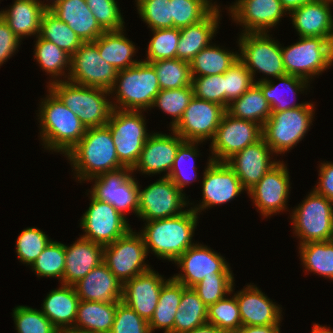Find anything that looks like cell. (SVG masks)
Returning <instances> with one entry per match:
<instances>
[{
    "label": "cell",
    "mask_w": 333,
    "mask_h": 333,
    "mask_svg": "<svg viewBox=\"0 0 333 333\" xmlns=\"http://www.w3.org/2000/svg\"><path fill=\"white\" fill-rule=\"evenodd\" d=\"M330 4L332 3L315 0L289 13L299 37H321L331 41L333 16Z\"/></svg>",
    "instance_id": "obj_29"
},
{
    "label": "cell",
    "mask_w": 333,
    "mask_h": 333,
    "mask_svg": "<svg viewBox=\"0 0 333 333\" xmlns=\"http://www.w3.org/2000/svg\"><path fill=\"white\" fill-rule=\"evenodd\" d=\"M140 17L151 30L172 28L170 0H135Z\"/></svg>",
    "instance_id": "obj_53"
},
{
    "label": "cell",
    "mask_w": 333,
    "mask_h": 333,
    "mask_svg": "<svg viewBox=\"0 0 333 333\" xmlns=\"http://www.w3.org/2000/svg\"><path fill=\"white\" fill-rule=\"evenodd\" d=\"M75 177L87 181L100 174L124 167L117 157L109 127L87 128L82 139L66 154Z\"/></svg>",
    "instance_id": "obj_2"
},
{
    "label": "cell",
    "mask_w": 333,
    "mask_h": 333,
    "mask_svg": "<svg viewBox=\"0 0 333 333\" xmlns=\"http://www.w3.org/2000/svg\"><path fill=\"white\" fill-rule=\"evenodd\" d=\"M208 161L202 178V204L192 208L197 214L208 207L230 202L245 190L226 162Z\"/></svg>",
    "instance_id": "obj_19"
},
{
    "label": "cell",
    "mask_w": 333,
    "mask_h": 333,
    "mask_svg": "<svg viewBox=\"0 0 333 333\" xmlns=\"http://www.w3.org/2000/svg\"><path fill=\"white\" fill-rule=\"evenodd\" d=\"M228 9L242 33H268L286 15L280 0H236Z\"/></svg>",
    "instance_id": "obj_21"
},
{
    "label": "cell",
    "mask_w": 333,
    "mask_h": 333,
    "mask_svg": "<svg viewBox=\"0 0 333 333\" xmlns=\"http://www.w3.org/2000/svg\"><path fill=\"white\" fill-rule=\"evenodd\" d=\"M110 333H151L149 323L131 307L119 301Z\"/></svg>",
    "instance_id": "obj_57"
},
{
    "label": "cell",
    "mask_w": 333,
    "mask_h": 333,
    "mask_svg": "<svg viewBox=\"0 0 333 333\" xmlns=\"http://www.w3.org/2000/svg\"><path fill=\"white\" fill-rule=\"evenodd\" d=\"M118 303L80 300L74 328L93 333H110Z\"/></svg>",
    "instance_id": "obj_34"
},
{
    "label": "cell",
    "mask_w": 333,
    "mask_h": 333,
    "mask_svg": "<svg viewBox=\"0 0 333 333\" xmlns=\"http://www.w3.org/2000/svg\"><path fill=\"white\" fill-rule=\"evenodd\" d=\"M253 84L254 81L250 71L238 59L224 73L225 109L233 100L241 97Z\"/></svg>",
    "instance_id": "obj_54"
},
{
    "label": "cell",
    "mask_w": 333,
    "mask_h": 333,
    "mask_svg": "<svg viewBox=\"0 0 333 333\" xmlns=\"http://www.w3.org/2000/svg\"><path fill=\"white\" fill-rule=\"evenodd\" d=\"M60 78L48 84V89L79 117L86 128L106 126L113 111L112 102L107 99L110 91L77 85Z\"/></svg>",
    "instance_id": "obj_4"
},
{
    "label": "cell",
    "mask_w": 333,
    "mask_h": 333,
    "mask_svg": "<svg viewBox=\"0 0 333 333\" xmlns=\"http://www.w3.org/2000/svg\"><path fill=\"white\" fill-rule=\"evenodd\" d=\"M49 95L42 99L38 119L40 137L44 148L66 154L85 135L86 127L62 101L48 89Z\"/></svg>",
    "instance_id": "obj_3"
},
{
    "label": "cell",
    "mask_w": 333,
    "mask_h": 333,
    "mask_svg": "<svg viewBox=\"0 0 333 333\" xmlns=\"http://www.w3.org/2000/svg\"><path fill=\"white\" fill-rule=\"evenodd\" d=\"M312 333H333V329L331 330L330 327L326 328L325 326H321L320 324H314Z\"/></svg>",
    "instance_id": "obj_63"
},
{
    "label": "cell",
    "mask_w": 333,
    "mask_h": 333,
    "mask_svg": "<svg viewBox=\"0 0 333 333\" xmlns=\"http://www.w3.org/2000/svg\"><path fill=\"white\" fill-rule=\"evenodd\" d=\"M151 38L147 48V58L143 61L154 62L161 59L176 58L180 29L167 28L151 30Z\"/></svg>",
    "instance_id": "obj_50"
},
{
    "label": "cell",
    "mask_w": 333,
    "mask_h": 333,
    "mask_svg": "<svg viewBox=\"0 0 333 333\" xmlns=\"http://www.w3.org/2000/svg\"><path fill=\"white\" fill-rule=\"evenodd\" d=\"M170 4L172 28L178 29L200 22L218 6L210 0H170Z\"/></svg>",
    "instance_id": "obj_44"
},
{
    "label": "cell",
    "mask_w": 333,
    "mask_h": 333,
    "mask_svg": "<svg viewBox=\"0 0 333 333\" xmlns=\"http://www.w3.org/2000/svg\"><path fill=\"white\" fill-rule=\"evenodd\" d=\"M147 255L142 235L132 229L103 248V262L121 284L151 270L145 263Z\"/></svg>",
    "instance_id": "obj_10"
},
{
    "label": "cell",
    "mask_w": 333,
    "mask_h": 333,
    "mask_svg": "<svg viewBox=\"0 0 333 333\" xmlns=\"http://www.w3.org/2000/svg\"><path fill=\"white\" fill-rule=\"evenodd\" d=\"M150 63L157 74L160 90L183 88L192 85L190 63L174 58Z\"/></svg>",
    "instance_id": "obj_43"
},
{
    "label": "cell",
    "mask_w": 333,
    "mask_h": 333,
    "mask_svg": "<svg viewBox=\"0 0 333 333\" xmlns=\"http://www.w3.org/2000/svg\"><path fill=\"white\" fill-rule=\"evenodd\" d=\"M90 199V206L80 221V226L85 232L83 238L106 246L131 230L126 217L110 203L96 200L92 196Z\"/></svg>",
    "instance_id": "obj_16"
},
{
    "label": "cell",
    "mask_w": 333,
    "mask_h": 333,
    "mask_svg": "<svg viewBox=\"0 0 333 333\" xmlns=\"http://www.w3.org/2000/svg\"><path fill=\"white\" fill-rule=\"evenodd\" d=\"M38 277H53L63 280L65 270V245L51 241L31 265Z\"/></svg>",
    "instance_id": "obj_48"
},
{
    "label": "cell",
    "mask_w": 333,
    "mask_h": 333,
    "mask_svg": "<svg viewBox=\"0 0 333 333\" xmlns=\"http://www.w3.org/2000/svg\"><path fill=\"white\" fill-rule=\"evenodd\" d=\"M279 325L241 326L235 333H276Z\"/></svg>",
    "instance_id": "obj_60"
},
{
    "label": "cell",
    "mask_w": 333,
    "mask_h": 333,
    "mask_svg": "<svg viewBox=\"0 0 333 333\" xmlns=\"http://www.w3.org/2000/svg\"><path fill=\"white\" fill-rule=\"evenodd\" d=\"M314 106L306 102L299 108L271 113L262 127V138L273 153H285L304 138L312 125Z\"/></svg>",
    "instance_id": "obj_6"
},
{
    "label": "cell",
    "mask_w": 333,
    "mask_h": 333,
    "mask_svg": "<svg viewBox=\"0 0 333 333\" xmlns=\"http://www.w3.org/2000/svg\"><path fill=\"white\" fill-rule=\"evenodd\" d=\"M115 144L119 162L133 169L144 143L151 134L146 129L142 111L113 109L107 123Z\"/></svg>",
    "instance_id": "obj_7"
},
{
    "label": "cell",
    "mask_w": 333,
    "mask_h": 333,
    "mask_svg": "<svg viewBox=\"0 0 333 333\" xmlns=\"http://www.w3.org/2000/svg\"><path fill=\"white\" fill-rule=\"evenodd\" d=\"M183 292V284L172 277L162 286L153 317L148 322L150 332L163 329L164 333H174V320Z\"/></svg>",
    "instance_id": "obj_35"
},
{
    "label": "cell",
    "mask_w": 333,
    "mask_h": 333,
    "mask_svg": "<svg viewBox=\"0 0 333 333\" xmlns=\"http://www.w3.org/2000/svg\"><path fill=\"white\" fill-rule=\"evenodd\" d=\"M239 60L250 71L255 83L256 71L277 78L284 76L281 45L267 33H241L238 41Z\"/></svg>",
    "instance_id": "obj_11"
},
{
    "label": "cell",
    "mask_w": 333,
    "mask_h": 333,
    "mask_svg": "<svg viewBox=\"0 0 333 333\" xmlns=\"http://www.w3.org/2000/svg\"><path fill=\"white\" fill-rule=\"evenodd\" d=\"M79 302L74 286L62 284L47 294L40 311L62 331L74 326Z\"/></svg>",
    "instance_id": "obj_31"
},
{
    "label": "cell",
    "mask_w": 333,
    "mask_h": 333,
    "mask_svg": "<svg viewBox=\"0 0 333 333\" xmlns=\"http://www.w3.org/2000/svg\"><path fill=\"white\" fill-rule=\"evenodd\" d=\"M184 333H224V332L219 330L215 325L206 323L202 326L196 327L195 329Z\"/></svg>",
    "instance_id": "obj_62"
},
{
    "label": "cell",
    "mask_w": 333,
    "mask_h": 333,
    "mask_svg": "<svg viewBox=\"0 0 333 333\" xmlns=\"http://www.w3.org/2000/svg\"><path fill=\"white\" fill-rule=\"evenodd\" d=\"M319 167V182L313 190L333 202V163L324 162Z\"/></svg>",
    "instance_id": "obj_59"
},
{
    "label": "cell",
    "mask_w": 333,
    "mask_h": 333,
    "mask_svg": "<svg viewBox=\"0 0 333 333\" xmlns=\"http://www.w3.org/2000/svg\"><path fill=\"white\" fill-rule=\"evenodd\" d=\"M36 38L34 59L40 64V68L43 69L49 76L55 77V80H50L49 84L59 81L57 78L59 76H64L63 78H68L70 67H71V55L66 51L59 48L53 42L43 39L40 35ZM68 67V69H67ZM65 69L68 71V76L64 72Z\"/></svg>",
    "instance_id": "obj_40"
},
{
    "label": "cell",
    "mask_w": 333,
    "mask_h": 333,
    "mask_svg": "<svg viewBox=\"0 0 333 333\" xmlns=\"http://www.w3.org/2000/svg\"><path fill=\"white\" fill-rule=\"evenodd\" d=\"M274 153L262 138L234 154L226 163L236 173L245 191L254 187L279 161H271Z\"/></svg>",
    "instance_id": "obj_24"
},
{
    "label": "cell",
    "mask_w": 333,
    "mask_h": 333,
    "mask_svg": "<svg viewBox=\"0 0 333 333\" xmlns=\"http://www.w3.org/2000/svg\"><path fill=\"white\" fill-rule=\"evenodd\" d=\"M43 39L53 42L59 48L73 55L84 43L68 25L49 10L41 17L40 34Z\"/></svg>",
    "instance_id": "obj_42"
},
{
    "label": "cell",
    "mask_w": 333,
    "mask_h": 333,
    "mask_svg": "<svg viewBox=\"0 0 333 333\" xmlns=\"http://www.w3.org/2000/svg\"><path fill=\"white\" fill-rule=\"evenodd\" d=\"M291 214L294 233L300 238V245L332 240L333 202L325 196L313 190Z\"/></svg>",
    "instance_id": "obj_9"
},
{
    "label": "cell",
    "mask_w": 333,
    "mask_h": 333,
    "mask_svg": "<svg viewBox=\"0 0 333 333\" xmlns=\"http://www.w3.org/2000/svg\"><path fill=\"white\" fill-rule=\"evenodd\" d=\"M331 49H332V54H333V35H332V38H331Z\"/></svg>",
    "instance_id": "obj_66"
},
{
    "label": "cell",
    "mask_w": 333,
    "mask_h": 333,
    "mask_svg": "<svg viewBox=\"0 0 333 333\" xmlns=\"http://www.w3.org/2000/svg\"><path fill=\"white\" fill-rule=\"evenodd\" d=\"M262 139V126L224 113L211 140L213 161L226 162L234 154Z\"/></svg>",
    "instance_id": "obj_13"
},
{
    "label": "cell",
    "mask_w": 333,
    "mask_h": 333,
    "mask_svg": "<svg viewBox=\"0 0 333 333\" xmlns=\"http://www.w3.org/2000/svg\"><path fill=\"white\" fill-rule=\"evenodd\" d=\"M234 295L238 302L242 326L280 325L282 308L255 285H247Z\"/></svg>",
    "instance_id": "obj_25"
},
{
    "label": "cell",
    "mask_w": 333,
    "mask_h": 333,
    "mask_svg": "<svg viewBox=\"0 0 333 333\" xmlns=\"http://www.w3.org/2000/svg\"><path fill=\"white\" fill-rule=\"evenodd\" d=\"M194 96L193 86L183 88L160 90L154 98L153 107H159L163 112L171 115V129L179 122L185 109Z\"/></svg>",
    "instance_id": "obj_47"
},
{
    "label": "cell",
    "mask_w": 333,
    "mask_h": 333,
    "mask_svg": "<svg viewBox=\"0 0 333 333\" xmlns=\"http://www.w3.org/2000/svg\"><path fill=\"white\" fill-rule=\"evenodd\" d=\"M174 263L184 274L172 278L185 287H193L214 273H232L223 256L199 243L188 248Z\"/></svg>",
    "instance_id": "obj_18"
},
{
    "label": "cell",
    "mask_w": 333,
    "mask_h": 333,
    "mask_svg": "<svg viewBox=\"0 0 333 333\" xmlns=\"http://www.w3.org/2000/svg\"><path fill=\"white\" fill-rule=\"evenodd\" d=\"M226 112L235 118L253 121L263 127L272 110L261 88L254 83L241 97L228 105Z\"/></svg>",
    "instance_id": "obj_37"
},
{
    "label": "cell",
    "mask_w": 333,
    "mask_h": 333,
    "mask_svg": "<svg viewBox=\"0 0 333 333\" xmlns=\"http://www.w3.org/2000/svg\"><path fill=\"white\" fill-rule=\"evenodd\" d=\"M190 208L173 217L145 222L144 229L139 233L144 239L147 253L151 249L160 259L175 262L194 245L192 237L197 225L198 214L192 207Z\"/></svg>",
    "instance_id": "obj_1"
},
{
    "label": "cell",
    "mask_w": 333,
    "mask_h": 333,
    "mask_svg": "<svg viewBox=\"0 0 333 333\" xmlns=\"http://www.w3.org/2000/svg\"><path fill=\"white\" fill-rule=\"evenodd\" d=\"M172 135L153 133L144 143L138 162L132 172L138 170L143 174H161L166 172L164 177H168L179 145L184 141L175 131Z\"/></svg>",
    "instance_id": "obj_22"
},
{
    "label": "cell",
    "mask_w": 333,
    "mask_h": 333,
    "mask_svg": "<svg viewBox=\"0 0 333 333\" xmlns=\"http://www.w3.org/2000/svg\"><path fill=\"white\" fill-rule=\"evenodd\" d=\"M49 4L39 0H15L7 10L1 11V17L9 28L22 40L26 36L40 34L41 17Z\"/></svg>",
    "instance_id": "obj_32"
},
{
    "label": "cell",
    "mask_w": 333,
    "mask_h": 333,
    "mask_svg": "<svg viewBox=\"0 0 333 333\" xmlns=\"http://www.w3.org/2000/svg\"><path fill=\"white\" fill-rule=\"evenodd\" d=\"M123 31H105L93 42L98 47L100 56L117 71L125 70L140 62L132 60L136 47L125 37Z\"/></svg>",
    "instance_id": "obj_33"
},
{
    "label": "cell",
    "mask_w": 333,
    "mask_h": 333,
    "mask_svg": "<svg viewBox=\"0 0 333 333\" xmlns=\"http://www.w3.org/2000/svg\"><path fill=\"white\" fill-rule=\"evenodd\" d=\"M207 323L215 325L224 333H235L242 326L235 295L210 305L207 309Z\"/></svg>",
    "instance_id": "obj_45"
},
{
    "label": "cell",
    "mask_w": 333,
    "mask_h": 333,
    "mask_svg": "<svg viewBox=\"0 0 333 333\" xmlns=\"http://www.w3.org/2000/svg\"><path fill=\"white\" fill-rule=\"evenodd\" d=\"M60 0H53L52 3L49 5V9L54 6Z\"/></svg>",
    "instance_id": "obj_65"
},
{
    "label": "cell",
    "mask_w": 333,
    "mask_h": 333,
    "mask_svg": "<svg viewBox=\"0 0 333 333\" xmlns=\"http://www.w3.org/2000/svg\"><path fill=\"white\" fill-rule=\"evenodd\" d=\"M313 1L315 0H280L282 7L286 10V12L288 11L287 14H289L292 10L300 8L302 5Z\"/></svg>",
    "instance_id": "obj_61"
},
{
    "label": "cell",
    "mask_w": 333,
    "mask_h": 333,
    "mask_svg": "<svg viewBox=\"0 0 333 333\" xmlns=\"http://www.w3.org/2000/svg\"><path fill=\"white\" fill-rule=\"evenodd\" d=\"M20 39L1 17L0 11V66L18 50Z\"/></svg>",
    "instance_id": "obj_58"
},
{
    "label": "cell",
    "mask_w": 333,
    "mask_h": 333,
    "mask_svg": "<svg viewBox=\"0 0 333 333\" xmlns=\"http://www.w3.org/2000/svg\"><path fill=\"white\" fill-rule=\"evenodd\" d=\"M132 169L122 167L90 178L94 180L91 196L96 200L106 201L125 217V212L138 214L139 183L132 176Z\"/></svg>",
    "instance_id": "obj_12"
},
{
    "label": "cell",
    "mask_w": 333,
    "mask_h": 333,
    "mask_svg": "<svg viewBox=\"0 0 333 333\" xmlns=\"http://www.w3.org/2000/svg\"><path fill=\"white\" fill-rule=\"evenodd\" d=\"M219 6L215 7L203 20L180 29L176 58L190 63L217 32L220 23Z\"/></svg>",
    "instance_id": "obj_30"
},
{
    "label": "cell",
    "mask_w": 333,
    "mask_h": 333,
    "mask_svg": "<svg viewBox=\"0 0 333 333\" xmlns=\"http://www.w3.org/2000/svg\"><path fill=\"white\" fill-rule=\"evenodd\" d=\"M234 277L232 273H214L204 278L192 288L196 291L204 304L209 307L234 291Z\"/></svg>",
    "instance_id": "obj_49"
},
{
    "label": "cell",
    "mask_w": 333,
    "mask_h": 333,
    "mask_svg": "<svg viewBox=\"0 0 333 333\" xmlns=\"http://www.w3.org/2000/svg\"><path fill=\"white\" fill-rule=\"evenodd\" d=\"M225 112L226 109L220 104L193 96L181 119L171 130L184 141L211 140Z\"/></svg>",
    "instance_id": "obj_17"
},
{
    "label": "cell",
    "mask_w": 333,
    "mask_h": 333,
    "mask_svg": "<svg viewBox=\"0 0 333 333\" xmlns=\"http://www.w3.org/2000/svg\"><path fill=\"white\" fill-rule=\"evenodd\" d=\"M316 1H325V2H329V3L333 2V0H316Z\"/></svg>",
    "instance_id": "obj_67"
},
{
    "label": "cell",
    "mask_w": 333,
    "mask_h": 333,
    "mask_svg": "<svg viewBox=\"0 0 333 333\" xmlns=\"http://www.w3.org/2000/svg\"><path fill=\"white\" fill-rule=\"evenodd\" d=\"M118 71L107 63L93 42H84L71 56V67L67 81L110 91Z\"/></svg>",
    "instance_id": "obj_15"
},
{
    "label": "cell",
    "mask_w": 333,
    "mask_h": 333,
    "mask_svg": "<svg viewBox=\"0 0 333 333\" xmlns=\"http://www.w3.org/2000/svg\"><path fill=\"white\" fill-rule=\"evenodd\" d=\"M85 2L105 31L124 30L125 22L116 0H85Z\"/></svg>",
    "instance_id": "obj_55"
},
{
    "label": "cell",
    "mask_w": 333,
    "mask_h": 333,
    "mask_svg": "<svg viewBox=\"0 0 333 333\" xmlns=\"http://www.w3.org/2000/svg\"><path fill=\"white\" fill-rule=\"evenodd\" d=\"M286 164L279 161L247 193L263 217L287 209L290 176Z\"/></svg>",
    "instance_id": "obj_20"
},
{
    "label": "cell",
    "mask_w": 333,
    "mask_h": 333,
    "mask_svg": "<svg viewBox=\"0 0 333 333\" xmlns=\"http://www.w3.org/2000/svg\"><path fill=\"white\" fill-rule=\"evenodd\" d=\"M198 143H202V142L183 141L179 145L176 157L174 159V164H173L172 169H171V171L168 175V178L181 191H183L182 188H184L189 183H192V181L193 180L195 181V179L197 178V174H196V169L197 168H195V165H192L193 163L191 164L190 160L193 161L197 158V155L199 156L198 151H197L198 148L196 147ZM186 162H190L189 165H187L188 163L185 164ZM185 165H187V167ZM187 168L190 169V170L188 171Z\"/></svg>",
    "instance_id": "obj_46"
},
{
    "label": "cell",
    "mask_w": 333,
    "mask_h": 333,
    "mask_svg": "<svg viewBox=\"0 0 333 333\" xmlns=\"http://www.w3.org/2000/svg\"><path fill=\"white\" fill-rule=\"evenodd\" d=\"M49 11L65 22L83 42H94L105 32L85 0H60Z\"/></svg>",
    "instance_id": "obj_28"
},
{
    "label": "cell",
    "mask_w": 333,
    "mask_h": 333,
    "mask_svg": "<svg viewBox=\"0 0 333 333\" xmlns=\"http://www.w3.org/2000/svg\"><path fill=\"white\" fill-rule=\"evenodd\" d=\"M113 92L116 94V102L112 103L113 109L145 111L151 108L154 98L160 92L154 67L140 60L132 67L118 71L114 86L110 90L111 94Z\"/></svg>",
    "instance_id": "obj_5"
},
{
    "label": "cell",
    "mask_w": 333,
    "mask_h": 333,
    "mask_svg": "<svg viewBox=\"0 0 333 333\" xmlns=\"http://www.w3.org/2000/svg\"><path fill=\"white\" fill-rule=\"evenodd\" d=\"M60 333H93V332L80 330V329L72 327V328L64 329V330L60 331Z\"/></svg>",
    "instance_id": "obj_64"
},
{
    "label": "cell",
    "mask_w": 333,
    "mask_h": 333,
    "mask_svg": "<svg viewBox=\"0 0 333 333\" xmlns=\"http://www.w3.org/2000/svg\"><path fill=\"white\" fill-rule=\"evenodd\" d=\"M12 315L17 333H60L40 310L17 306Z\"/></svg>",
    "instance_id": "obj_52"
},
{
    "label": "cell",
    "mask_w": 333,
    "mask_h": 333,
    "mask_svg": "<svg viewBox=\"0 0 333 333\" xmlns=\"http://www.w3.org/2000/svg\"><path fill=\"white\" fill-rule=\"evenodd\" d=\"M208 45L190 62L191 76L224 74L238 59L239 54Z\"/></svg>",
    "instance_id": "obj_39"
},
{
    "label": "cell",
    "mask_w": 333,
    "mask_h": 333,
    "mask_svg": "<svg viewBox=\"0 0 333 333\" xmlns=\"http://www.w3.org/2000/svg\"><path fill=\"white\" fill-rule=\"evenodd\" d=\"M51 241L42 230L36 227L24 229L16 240L18 260L31 266Z\"/></svg>",
    "instance_id": "obj_51"
},
{
    "label": "cell",
    "mask_w": 333,
    "mask_h": 333,
    "mask_svg": "<svg viewBox=\"0 0 333 333\" xmlns=\"http://www.w3.org/2000/svg\"><path fill=\"white\" fill-rule=\"evenodd\" d=\"M174 320V333H184L207 323L208 307L192 287L183 285V292Z\"/></svg>",
    "instance_id": "obj_38"
},
{
    "label": "cell",
    "mask_w": 333,
    "mask_h": 333,
    "mask_svg": "<svg viewBox=\"0 0 333 333\" xmlns=\"http://www.w3.org/2000/svg\"><path fill=\"white\" fill-rule=\"evenodd\" d=\"M73 286L82 301L118 303L122 300L123 284L104 262L93 268Z\"/></svg>",
    "instance_id": "obj_26"
},
{
    "label": "cell",
    "mask_w": 333,
    "mask_h": 333,
    "mask_svg": "<svg viewBox=\"0 0 333 333\" xmlns=\"http://www.w3.org/2000/svg\"><path fill=\"white\" fill-rule=\"evenodd\" d=\"M168 280L151 269L123 284L121 301L149 322L158 304L161 288Z\"/></svg>",
    "instance_id": "obj_23"
},
{
    "label": "cell",
    "mask_w": 333,
    "mask_h": 333,
    "mask_svg": "<svg viewBox=\"0 0 333 333\" xmlns=\"http://www.w3.org/2000/svg\"><path fill=\"white\" fill-rule=\"evenodd\" d=\"M103 245L80 236L71 246L65 245V285H74L83 279L93 268L103 262Z\"/></svg>",
    "instance_id": "obj_27"
},
{
    "label": "cell",
    "mask_w": 333,
    "mask_h": 333,
    "mask_svg": "<svg viewBox=\"0 0 333 333\" xmlns=\"http://www.w3.org/2000/svg\"><path fill=\"white\" fill-rule=\"evenodd\" d=\"M168 178L161 177L145 189L138 188V217L143 221L159 220L179 215L189 203L185 193ZM183 209V210H182Z\"/></svg>",
    "instance_id": "obj_14"
},
{
    "label": "cell",
    "mask_w": 333,
    "mask_h": 333,
    "mask_svg": "<svg viewBox=\"0 0 333 333\" xmlns=\"http://www.w3.org/2000/svg\"><path fill=\"white\" fill-rule=\"evenodd\" d=\"M300 258L306 272H314L333 280V241L303 243Z\"/></svg>",
    "instance_id": "obj_41"
},
{
    "label": "cell",
    "mask_w": 333,
    "mask_h": 333,
    "mask_svg": "<svg viewBox=\"0 0 333 333\" xmlns=\"http://www.w3.org/2000/svg\"><path fill=\"white\" fill-rule=\"evenodd\" d=\"M286 74L310 80L333 64L331 41L321 37H300L288 47L281 46Z\"/></svg>",
    "instance_id": "obj_8"
},
{
    "label": "cell",
    "mask_w": 333,
    "mask_h": 333,
    "mask_svg": "<svg viewBox=\"0 0 333 333\" xmlns=\"http://www.w3.org/2000/svg\"><path fill=\"white\" fill-rule=\"evenodd\" d=\"M192 86L196 98L220 104L225 108L224 74L192 76Z\"/></svg>",
    "instance_id": "obj_56"
},
{
    "label": "cell",
    "mask_w": 333,
    "mask_h": 333,
    "mask_svg": "<svg viewBox=\"0 0 333 333\" xmlns=\"http://www.w3.org/2000/svg\"><path fill=\"white\" fill-rule=\"evenodd\" d=\"M280 81L279 84L275 85L272 80H268L267 77L261 78L259 81H255V83L261 88V91L263 93V96L267 100V102L270 105V108L272 112H280L285 111L287 109H293V108H299L306 103H290L287 102L286 95L282 96L279 88L280 85L283 84V86H286V90L291 92L293 94V98L297 95V93L302 91L304 92V88H308V83L310 81L301 78L299 76L285 74L284 76H280L275 78ZM279 90V91H278ZM280 92V93H279ZM287 92V93H289ZM289 100V99H288Z\"/></svg>",
    "instance_id": "obj_36"
}]
</instances>
